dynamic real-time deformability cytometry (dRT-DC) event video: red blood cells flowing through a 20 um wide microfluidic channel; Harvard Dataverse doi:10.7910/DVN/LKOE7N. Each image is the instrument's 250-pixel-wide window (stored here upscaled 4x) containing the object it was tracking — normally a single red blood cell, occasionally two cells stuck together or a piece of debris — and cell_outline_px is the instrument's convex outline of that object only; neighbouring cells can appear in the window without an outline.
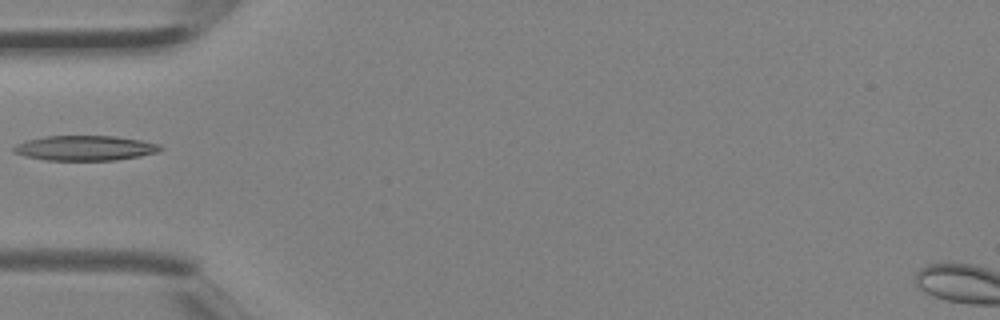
{"species": "Egyptian fruit bat (a non-hibernating species)", "species_latin": "Rousettus aegyptiacus", "temperature_condition": "room temperature", "stored_images_in_passage": 3, "camera_frame_rate_fps": 3000, "um_per_image_px": 0.085, "animal": {"sex": "female"}, "frame": {"image": 1, "passage_image": 3, "time_ms": 0.667, "image_size_px": [1000, 320], "cell_outline_px": [[164, 148], [160, 152], [140, 156], [116, 160], [44, 160], [24, 156], [12, 152], [12, 148], [16, 144], [28, 140], [44, 136], [112, 136], [140, 140], [160, 144]], "centroid_in_image_um": [7.23, 12.59], "position_along_channel_um": 77.8, "area_um2": 21.44}}